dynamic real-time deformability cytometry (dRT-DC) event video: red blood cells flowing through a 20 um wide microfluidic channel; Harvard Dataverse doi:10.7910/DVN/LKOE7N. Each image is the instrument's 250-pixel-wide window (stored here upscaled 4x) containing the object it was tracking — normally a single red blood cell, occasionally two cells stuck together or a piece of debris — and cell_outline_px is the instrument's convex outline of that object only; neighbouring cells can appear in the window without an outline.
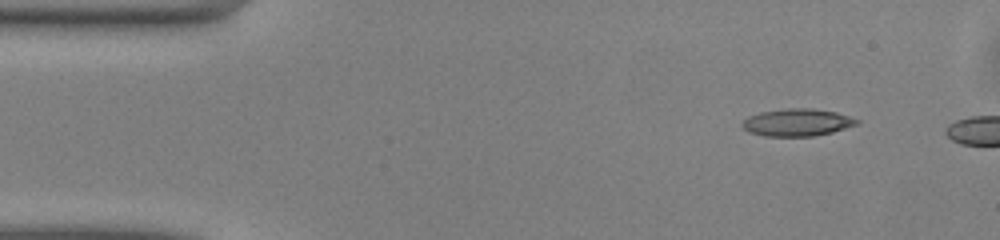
{"species": "common noctule bat (a hibernating species)", "species_latin": "Nyctalus noctula", "temperature_condition": "warm", "stored_images_in_passage": 4, "camera_frame_rate_fps": 3000, "um_per_image_px": 0.085, "animal": {"sex": "male", "body_mass_g": 13.0, "forearm_length_mm": 53.1}, "frame": {"image": 1, "passage_image": 1, "time_ms": 0.0, "image_size_px": [1000, 240], "cell_outline_px": [[860, 124], [832, 132], [812, 136], [764, 136], [748, 132], [740, 124], [748, 116], [760, 112], [784, 108], [812, 108], [836, 112], [860, 120]], "centroid_in_image_um": [67.75, 10.4], "position_along_channel_um": 17.2, "area_um2": 18.38}}